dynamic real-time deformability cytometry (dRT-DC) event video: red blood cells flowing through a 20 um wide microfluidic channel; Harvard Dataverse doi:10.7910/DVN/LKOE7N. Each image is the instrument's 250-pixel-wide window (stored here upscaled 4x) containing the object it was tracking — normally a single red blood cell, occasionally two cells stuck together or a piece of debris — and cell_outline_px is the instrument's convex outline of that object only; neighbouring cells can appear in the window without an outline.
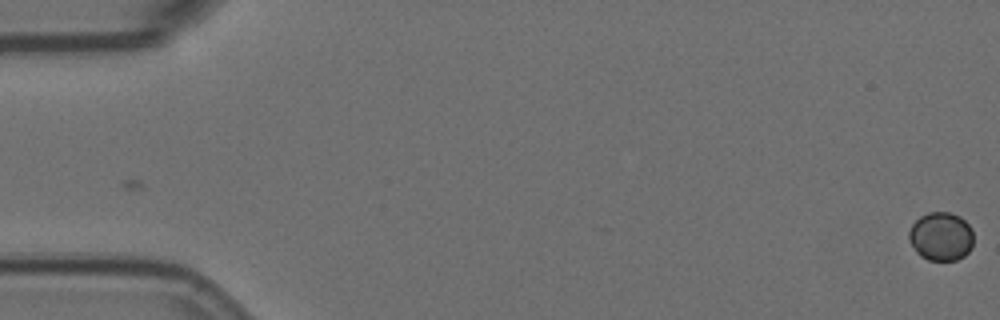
{"species": "Egyptian fruit bat (a non-hibernating species)", "species_latin": "Rousettus aegyptiacus", "temperature_condition": "room temperature", "stored_images_in_passage": 3, "camera_frame_rate_fps": 3000, "um_per_image_px": 0.085, "animal": {"sex": "female"}, "frame": {"image": 1, "passage_image": 1, "time_ms": 0.0, "image_size_px": [1000, 320], "cell_outline_px": [[972, 248], [964, 256], [956, 260], [928, 260], [920, 256], [916, 252], [908, 240], [908, 232], [912, 224], [920, 216], [928, 212], [948, 212], [960, 216], [972, 228]], "centroid_in_image_um": [79.97, 20.09], "position_along_channel_um": 5.0, "area_um2": 18.44}}
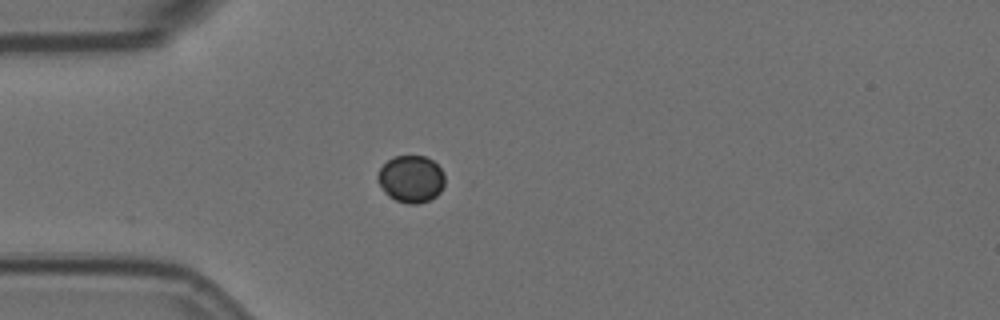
{"frame": {"image": 2, "passage_image": 3, "time_ms": 0.667, "image_size_px": [1000, 320], "cell_outline_px": [[444, 184], [440, 192], [436, 196], [428, 200], [416, 204], [408, 204], [396, 200], [388, 196], [384, 192], [376, 180], [376, 176], [380, 168], [388, 160], [396, 156], [424, 156], [432, 160], [444, 172]], "centroid_in_image_um": [34.92, 15.22], "position_along_channel_um": 50.1, "area_um2": 18.44}}